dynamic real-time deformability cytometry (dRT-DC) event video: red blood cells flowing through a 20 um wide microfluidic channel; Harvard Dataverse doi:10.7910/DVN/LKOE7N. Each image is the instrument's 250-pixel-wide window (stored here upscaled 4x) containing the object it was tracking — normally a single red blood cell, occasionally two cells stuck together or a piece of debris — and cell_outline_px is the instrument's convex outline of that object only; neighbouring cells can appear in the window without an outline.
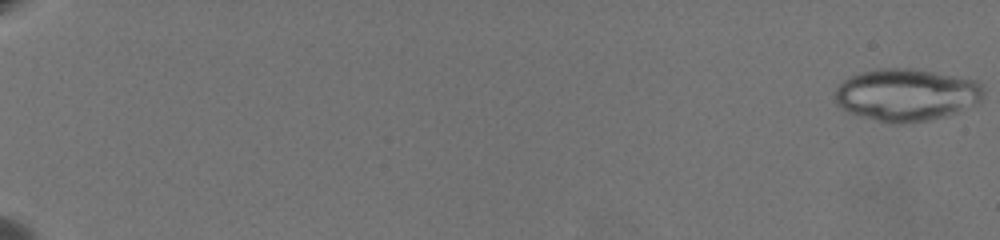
{"species": "common noctule bat (a hibernating species)", "species_latin": "Nyctalus noctula", "temperature_condition": "warm", "stored_images_in_passage": 66, "camera_frame_rate_fps": 3000, "um_per_image_px": 0.085, "animal": {"sex": "female", "body_mass_g": 19.5, "forearm_length_mm": 54.1}, "frame": {"image": 1, "passage_image": 1, "time_ms": 0.0, "image_size_px": [1000, 240], "cell_outline_px": [[984, 96], [980, 100], [936, 116], [924, 120], [904, 124], [888, 124], [852, 112], [844, 108], [836, 100], [836, 88], [844, 80], [852, 76], [864, 72], [888, 68], [904, 68], [928, 72], [972, 80], [980, 84], [984, 88]], "centroid_in_image_um": [76.97, 8.05], "position_along_channel_um": 8.0, "area_um2": 43.12}, "authors_computed_cell_mechanics": {"area_um2": 21.2415, "velocity_mm_per_s": 3.3788, "shape_relaxation_time_tau1_ms": null, "shape_relaxation_time_tau2_ms": 2.1714, "deformation_change_tau1": null, "deformation_change_tau2": 0.0886}}